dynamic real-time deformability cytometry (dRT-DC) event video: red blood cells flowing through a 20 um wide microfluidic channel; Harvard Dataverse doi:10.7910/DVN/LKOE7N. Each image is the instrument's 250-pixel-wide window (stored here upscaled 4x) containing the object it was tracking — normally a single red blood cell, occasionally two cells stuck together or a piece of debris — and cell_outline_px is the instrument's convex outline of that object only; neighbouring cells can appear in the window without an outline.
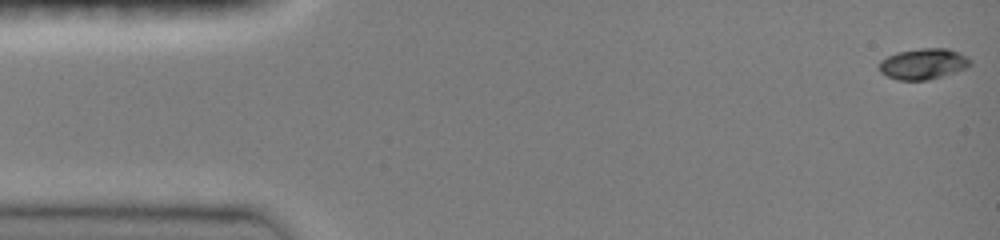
{"species": "common noctule bat (a hibernating species)", "species_latin": "Nyctalus noctula", "temperature_condition": "room temperature", "stored_images_in_passage": 8, "camera_frame_rate_fps": 3000, "um_per_image_px": 0.085, "animal": {"sex": "female", "body_mass_g": 19.0, "forearm_length_mm": 51.5}, "frame": {"image": 1, "passage_image": 1, "time_ms": 0.0, "image_size_px": [1000, 240], "cell_outline_px": [[972, 64], [968, 68], [928, 80], [896, 80], [880, 72], [880, 60], [896, 52], [920, 48], [948, 48], [968, 56], [972, 60]], "centroid_in_image_um": [78.52, 5.42], "position_along_channel_um": 6.5, "area_um2": 16.53}}
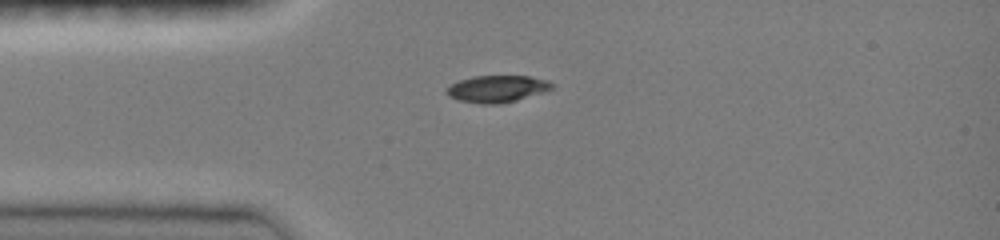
{"frame": {"image": 2, "passage_image": 6, "time_ms": 3.667, "image_size_px": [1000, 240], "cell_outline_px": [[556, 84], [552, 88], [544, 92], [516, 100], [500, 104], [480, 104], [460, 100], [448, 96], [444, 92], [452, 84], [460, 80], [472, 76], [528, 76], [548, 80]], "centroid_in_image_um": [42.27, 7.55], "position_along_channel_um": 42.7, "area_um2": 16.53}}